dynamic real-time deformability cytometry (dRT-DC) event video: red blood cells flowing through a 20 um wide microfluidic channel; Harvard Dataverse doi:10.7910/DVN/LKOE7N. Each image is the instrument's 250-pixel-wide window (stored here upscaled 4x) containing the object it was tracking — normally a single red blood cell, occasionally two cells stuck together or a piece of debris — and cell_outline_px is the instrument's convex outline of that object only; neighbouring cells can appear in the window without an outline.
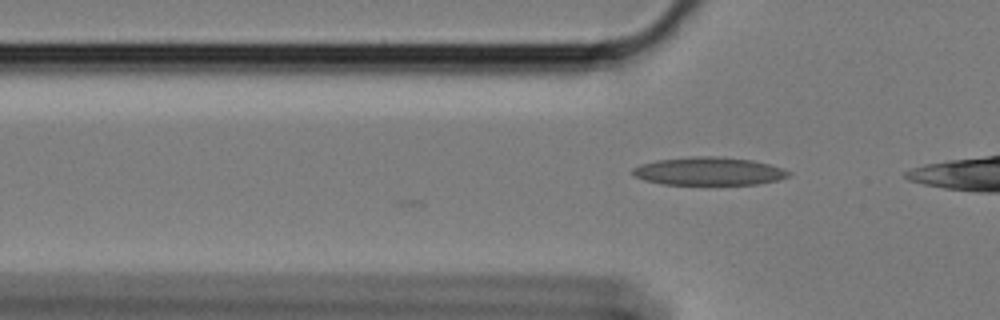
{"species": "Egyptian fruit bat (a non-hibernating species)", "species_latin": "Rousettus aegyptiacus", "temperature_condition": "cold", "stored_images_in_passage": 12, "camera_frame_rate_fps": 3000, "um_per_image_px": 0.085, "animal": {"sex": "female"}, "frame": {"image": 1, "passage_image": 12, "time_ms": 3.667, "image_size_px": [1000, 320], "cell_outline_px": [[792, 172], [788, 176], [780, 180], [756, 184], [660, 184], [644, 180], [632, 176], [632, 168], [640, 164], [656, 160], [692, 156], [720, 156], [752, 160], [784, 168]], "centroid_in_image_um": [60.23, 14.55], "position_along_channel_um": 65.6, "area_um2": 25.72}}